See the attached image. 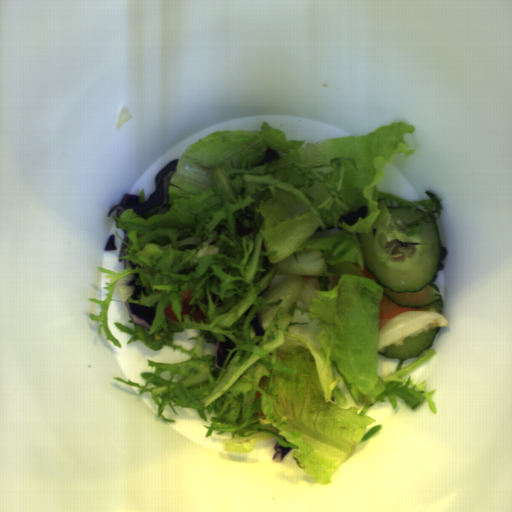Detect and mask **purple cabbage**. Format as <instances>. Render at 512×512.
Returning <instances> with one entry per match:
<instances>
[{"mask_svg": "<svg viewBox=\"0 0 512 512\" xmlns=\"http://www.w3.org/2000/svg\"><path fill=\"white\" fill-rule=\"evenodd\" d=\"M123 232H124V238H123V241H124L125 243H129V238L127 237L128 231H127V230H123Z\"/></svg>", "mask_w": 512, "mask_h": 512, "instance_id": "obj_13", "label": "purple cabbage"}, {"mask_svg": "<svg viewBox=\"0 0 512 512\" xmlns=\"http://www.w3.org/2000/svg\"><path fill=\"white\" fill-rule=\"evenodd\" d=\"M118 262H120V263H122V264H123V265H122V267H123V269H124V270H127V266H128V265H131L132 269H134V270H135V269H136V267H137V264H133V263H132L130 260H128V259H120V258H119V261H118Z\"/></svg>", "mask_w": 512, "mask_h": 512, "instance_id": "obj_11", "label": "purple cabbage"}, {"mask_svg": "<svg viewBox=\"0 0 512 512\" xmlns=\"http://www.w3.org/2000/svg\"><path fill=\"white\" fill-rule=\"evenodd\" d=\"M177 165L178 159H175L156 174L154 178L156 188L144 203H141L140 195L125 193L120 203L109 209L107 217H110L116 211V217L120 219L122 213L126 210H133L137 215L143 216L149 209L170 205L168 203L170 179L176 173Z\"/></svg>", "mask_w": 512, "mask_h": 512, "instance_id": "obj_1", "label": "purple cabbage"}, {"mask_svg": "<svg viewBox=\"0 0 512 512\" xmlns=\"http://www.w3.org/2000/svg\"><path fill=\"white\" fill-rule=\"evenodd\" d=\"M139 278H140L139 272L134 273V278L130 282H128L129 286L134 287V293H133V295H131L132 300H134V301L140 300L139 295H142L141 292L146 294V290H147V287H142L139 285V283H138Z\"/></svg>", "mask_w": 512, "mask_h": 512, "instance_id": "obj_5", "label": "purple cabbage"}, {"mask_svg": "<svg viewBox=\"0 0 512 512\" xmlns=\"http://www.w3.org/2000/svg\"><path fill=\"white\" fill-rule=\"evenodd\" d=\"M315 232L321 233V232H324V231H323L322 227L320 226V227L317 228V230Z\"/></svg>", "mask_w": 512, "mask_h": 512, "instance_id": "obj_15", "label": "purple cabbage"}, {"mask_svg": "<svg viewBox=\"0 0 512 512\" xmlns=\"http://www.w3.org/2000/svg\"><path fill=\"white\" fill-rule=\"evenodd\" d=\"M280 158L281 157H280L278 151L268 147L260 164H262V165L264 163L269 164L271 161H276V160H279Z\"/></svg>", "mask_w": 512, "mask_h": 512, "instance_id": "obj_8", "label": "purple cabbage"}, {"mask_svg": "<svg viewBox=\"0 0 512 512\" xmlns=\"http://www.w3.org/2000/svg\"><path fill=\"white\" fill-rule=\"evenodd\" d=\"M116 249H118L116 247V241H115V235H110L105 246H104V250L105 251H115Z\"/></svg>", "mask_w": 512, "mask_h": 512, "instance_id": "obj_10", "label": "purple cabbage"}, {"mask_svg": "<svg viewBox=\"0 0 512 512\" xmlns=\"http://www.w3.org/2000/svg\"><path fill=\"white\" fill-rule=\"evenodd\" d=\"M127 247L128 246L125 245L124 243L121 244L119 257L126 256L129 254V252H125V248H127Z\"/></svg>", "mask_w": 512, "mask_h": 512, "instance_id": "obj_12", "label": "purple cabbage"}, {"mask_svg": "<svg viewBox=\"0 0 512 512\" xmlns=\"http://www.w3.org/2000/svg\"><path fill=\"white\" fill-rule=\"evenodd\" d=\"M273 448L275 450V454L273 455L272 460L277 462H281L285 456L293 449L291 447H283V445L279 443H276Z\"/></svg>", "mask_w": 512, "mask_h": 512, "instance_id": "obj_6", "label": "purple cabbage"}, {"mask_svg": "<svg viewBox=\"0 0 512 512\" xmlns=\"http://www.w3.org/2000/svg\"><path fill=\"white\" fill-rule=\"evenodd\" d=\"M226 341L221 342L219 339H216L215 343V362L214 366L217 370L224 368V364L227 360L229 351L233 350L237 344H235L229 337L224 336Z\"/></svg>", "mask_w": 512, "mask_h": 512, "instance_id": "obj_3", "label": "purple cabbage"}, {"mask_svg": "<svg viewBox=\"0 0 512 512\" xmlns=\"http://www.w3.org/2000/svg\"><path fill=\"white\" fill-rule=\"evenodd\" d=\"M334 229H335V225H328V226L326 227V230H327V231H331V230H334Z\"/></svg>", "mask_w": 512, "mask_h": 512, "instance_id": "obj_14", "label": "purple cabbage"}, {"mask_svg": "<svg viewBox=\"0 0 512 512\" xmlns=\"http://www.w3.org/2000/svg\"><path fill=\"white\" fill-rule=\"evenodd\" d=\"M367 210L368 208L362 205L356 211L351 210L341 215L338 222L342 223L344 221L346 224L353 226L359 218L363 219L366 217Z\"/></svg>", "mask_w": 512, "mask_h": 512, "instance_id": "obj_4", "label": "purple cabbage"}, {"mask_svg": "<svg viewBox=\"0 0 512 512\" xmlns=\"http://www.w3.org/2000/svg\"><path fill=\"white\" fill-rule=\"evenodd\" d=\"M447 254H448V250H447L446 248H444V247H442V246H441V247H440L439 265H438V268H437V270H436V273H435V275H434V277H433V279H432V281H431L432 283L436 281V279H437V277H438V272L443 271V269H444V263H443V260L446 258Z\"/></svg>", "mask_w": 512, "mask_h": 512, "instance_id": "obj_9", "label": "purple cabbage"}, {"mask_svg": "<svg viewBox=\"0 0 512 512\" xmlns=\"http://www.w3.org/2000/svg\"><path fill=\"white\" fill-rule=\"evenodd\" d=\"M250 325L254 328L256 336H262L265 334L261 323L260 312L256 313L255 317L250 321Z\"/></svg>", "mask_w": 512, "mask_h": 512, "instance_id": "obj_7", "label": "purple cabbage"}, {"mask_svg": "<svg viewBox=\"0 0 512 512\" xmlns=\"http://www.w3.org/2000/svg\"><path fill=\"white\" fill-rule=\"evenodd\" d=\"M129 318H131L135 325L142 326L150 331L153 324V319L156 316L155 307H146L141 304L125 302Z\"/></svg>", "mask_w": 512, "mask_h": 512, "instance_id": "obj_2", "label": "purple cabbage"}]
</instances>
